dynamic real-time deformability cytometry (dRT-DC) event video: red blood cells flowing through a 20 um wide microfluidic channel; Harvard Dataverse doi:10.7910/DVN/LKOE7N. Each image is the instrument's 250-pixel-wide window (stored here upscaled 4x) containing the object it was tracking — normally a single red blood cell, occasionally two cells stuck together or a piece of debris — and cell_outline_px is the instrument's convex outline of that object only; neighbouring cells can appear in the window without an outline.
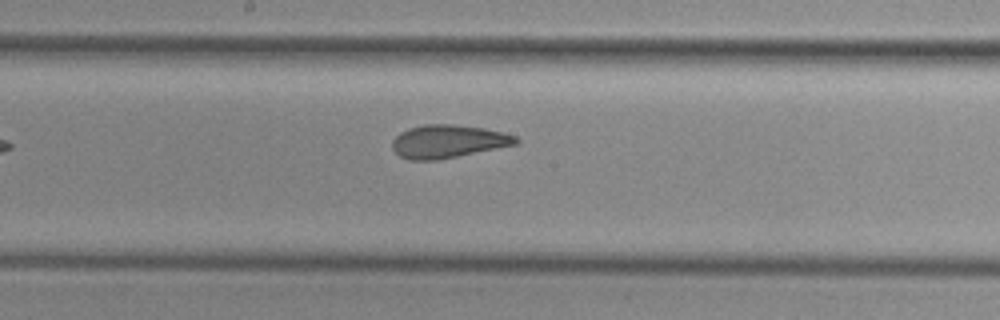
{"species": "common noctule bat (a hibernating species)", "species_latin": "Nyctalus noctula", "temperature_condition": "cold", "stored_images_in_passage": 6, "camera_frame_rate_fps": 3000, "um_per_image_px": 0.085, "animal": {"sex": "female", "body_mass_g": 29.2, "forearm_length_mm": 56.3}, "frame": {"image": 1, "passage_image": 6, "time_ms": 6.0, "image_size_px": [1000, 320], "cell_outline_px": [[520, 140], [516, 144], [436, 160], [408, 160], [400, 156], [392, 148], [392, 140], [400, 132], [408, 128], [424, 124], [452, 124], [484, 128], [504, 132], [516, 136]], "centroid_in_image_um": [38.06, 12.01], "position_along_channel_um": 210.1, "area_um2": 23.7}}